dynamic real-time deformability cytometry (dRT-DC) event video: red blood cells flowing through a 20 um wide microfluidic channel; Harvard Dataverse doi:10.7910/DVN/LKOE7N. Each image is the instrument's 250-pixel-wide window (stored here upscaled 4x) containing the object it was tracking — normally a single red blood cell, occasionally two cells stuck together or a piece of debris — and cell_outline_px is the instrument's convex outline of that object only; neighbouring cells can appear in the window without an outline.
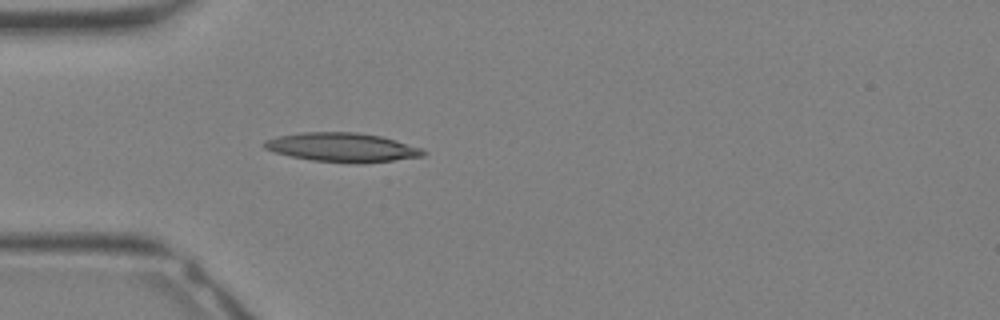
{"species": "Egyptian fruit bat (a non-hibernating species)", "species_latin": "Rousettus aegyptiacus", "temperature_condition": "warm", "stored_images_in_passage": 25, "camera_frame_rate_fps": 3000, "um_per_image_px": 0.085, "animal": {"sex": "female"}, "frame": {"image": 1, "passage_image": 4, "time_ms": 1.0, "image_size_px": [1000, 320], "cell_outline_px": [[428, 152], [424, 156], [360, 164], [312, 160], [292, 156], [276, 152], [264, 148], [260, 144], [264, 140], [276, 136], [304, 132], [356, 132], [380, 136], [420, 148]], "centroid_in_image_um": [29.05, 12.52], "position_along_channel_um": 56.0, "area_um2": 26.76}}
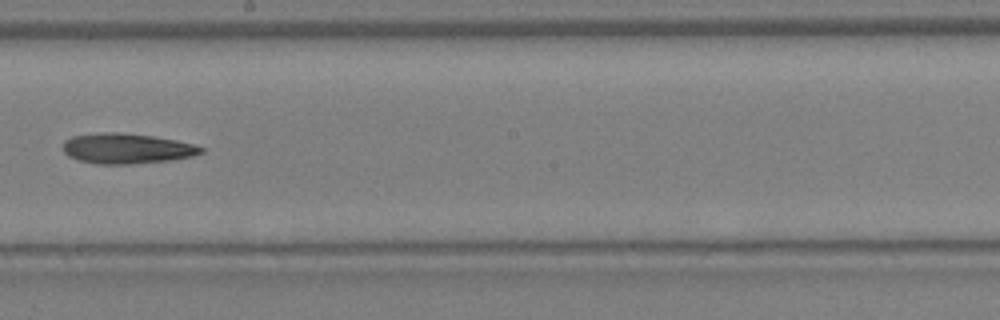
{"frame": {"image": 2, "passage_image": 13, "time_ms": 4.0, "image_size_px": [1000, 320], "cell_outline_px": [[204, 152], [192, 156], [168, 160], [128, 164], [96, 164], [80, 160], [68, 156], [64, 152], [64, 140], [72, 136], [100, 132], [116, 132], [156, 136], [176, 140], [192, 144], [204, 148]], "centroid_in_image_um": [10.76, 12.61], "position_along_channel_um": 237.4, "area_um2": 24.28}}
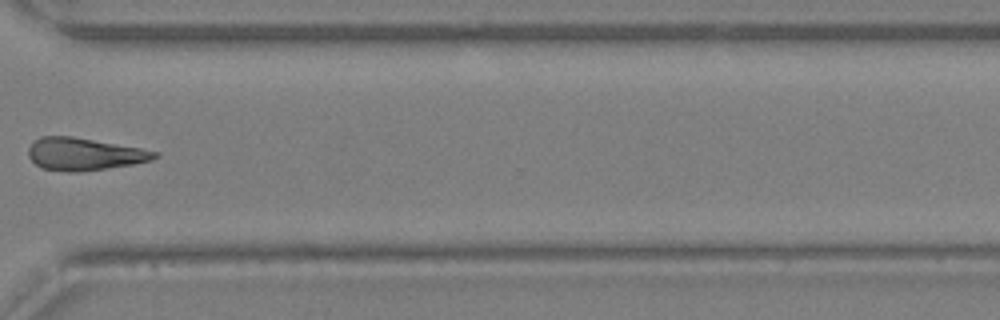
{"frame": {"image": 3, "passage_image": 19, "time_ms": 6.0, "image_size_px": [1000, 320], "cell_outline_px": [[160, 156], [152, 160], [132, 164], [84, 172], [68, 172], [44, 168], [36, 164], [28, 156], [28, 148], [40, 136], [72, 136], [140, 148], [160, 152]], "centroid_in_image_um": [7.19, 13.1], "position_along_channel_um": 363.4, "area_um2": 23.81}}